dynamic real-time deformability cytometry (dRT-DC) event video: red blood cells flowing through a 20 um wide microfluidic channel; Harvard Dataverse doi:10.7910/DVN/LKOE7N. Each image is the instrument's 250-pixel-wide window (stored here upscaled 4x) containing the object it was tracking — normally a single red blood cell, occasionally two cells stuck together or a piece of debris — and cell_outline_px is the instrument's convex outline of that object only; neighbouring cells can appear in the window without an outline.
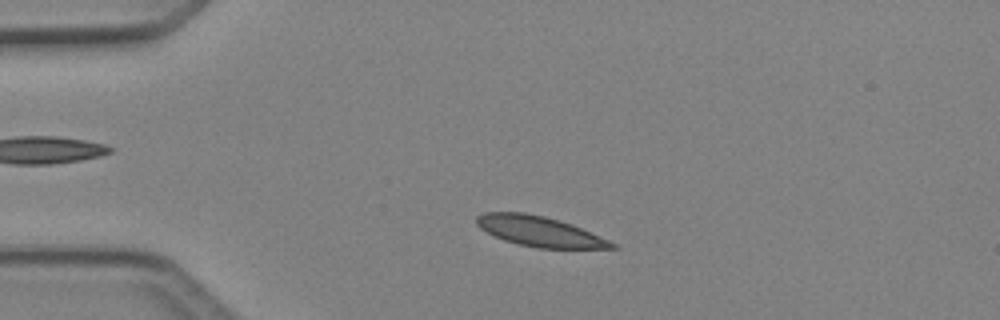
{"species": "Egyptian fruit bat (a non-hibernating species)", "species_latin": "Rousettus aegyptiacus", "temperature_condition": "cold", "stored_images_in_passage": 41, "camera_frame_rate_fps": 3000, "um_per_image_px": 0.085, "animal": {"sex": "female"}, "frame": {"image": 1, "passage_image": 4, "time_ms": 1.0, "image_size_px": [1000, 320], "cell_outline_px": [[620, 248], [536, 248], [504, 240], [480, 228], [476, 224], [476, 216], [484, 212], [524, 212], [544, 216], [560, 220], [620, 244]], "centroid_in_image_um": [45.89, 19.66], "position_along_channel_um": 39.1, "area_um2": 23.7}}
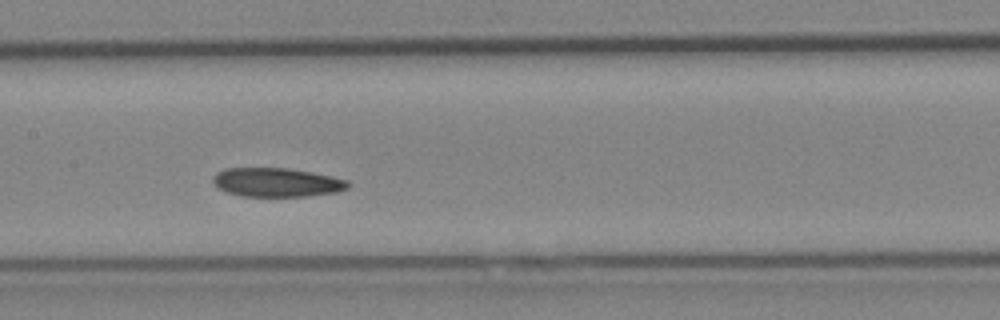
{"frame": {"image": 2, "passage_image": 17, "time_ms": 5.333, "image_size_px": [1000, 320], "cell_outline_px": [[352, 184], [348, 188], [336, 192], [308, 196], [240, 196], [228, 192], [220, 188], [212, 180], [212, 176], [216, 172], [224, 168], [288, 168], [312, 172], [332, 176], [348, 180]], "centroid_in_image_um": [23.55, 15.49], "position_along_channel_um": 183.9, "area_um2": 22.83}}
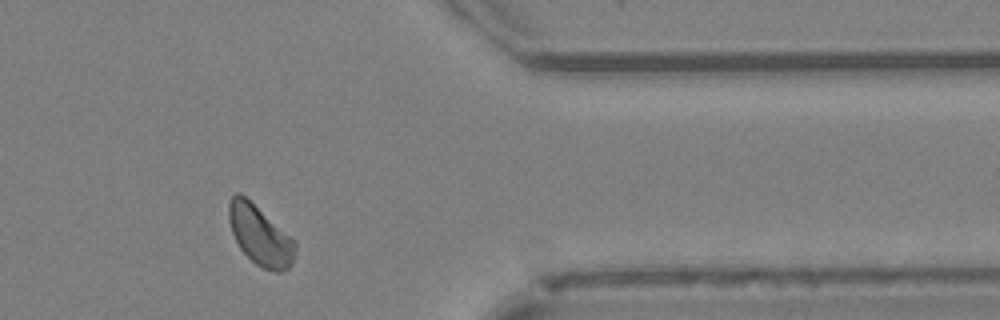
{"frame": {"image": 3, "passage_image": 33, "time_ms": 10.667, "image_size_px": [1000, 320], "cell_outline_px": [[296, 248], [292, 264], [288, 268], [280, 272], [276, 272], [264, 268], [256, 264], [240, 248], [232, 232], [228, 220], [228, 200], [236, 192], [240, 192], [296, 240]], "centroid_in_image_um": [22.11, 19.99], "position_along_channel_um": 389.3, "area_um2": 23.06}}